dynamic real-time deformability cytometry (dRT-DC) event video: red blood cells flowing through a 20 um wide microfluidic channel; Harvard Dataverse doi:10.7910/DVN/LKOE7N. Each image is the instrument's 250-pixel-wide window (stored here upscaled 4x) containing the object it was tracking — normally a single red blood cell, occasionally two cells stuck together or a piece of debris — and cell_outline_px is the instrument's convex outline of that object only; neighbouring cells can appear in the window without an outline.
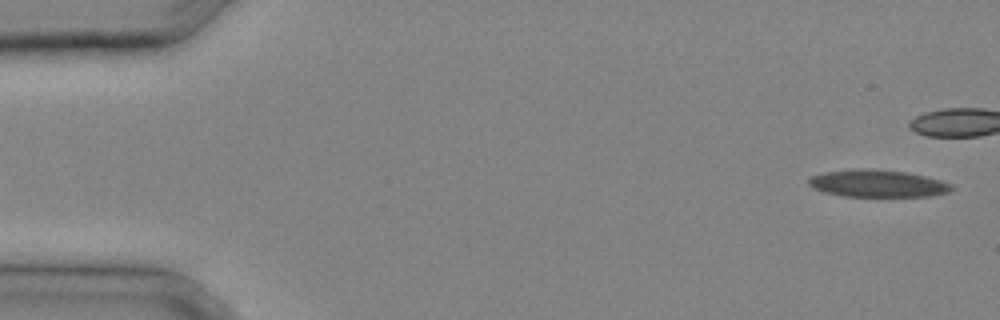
{"species": "common noctule bat (a hibernating species)", "species_latin": "Nyctalus noctula", "temperature_condition": "cold", "stored_images_in_passage": 25, "camera_frame_rate_fps": 3000, "um_per_image_px": 0.085, "animal": {"sex": "male", "body_mass_g": 20.4}, "frame": {"image": 1, "passage_image": 1, "time_ms": 0.0, "image_size_px": [1000, 320], "cell_outline_px": [[952, 188], [948, 192], [932, 196], [844, 196], [824, 192], [812, 188], [808, 184], [808, 180], [812, 176], [824, 172], [860, 168], [864, 168], [908, 172], [940, 180], [952, 184]], "centroid_in_image_um": [74.58, 15.59], "position_along_channel_um": 10.4, "area_um2": 22.6}}